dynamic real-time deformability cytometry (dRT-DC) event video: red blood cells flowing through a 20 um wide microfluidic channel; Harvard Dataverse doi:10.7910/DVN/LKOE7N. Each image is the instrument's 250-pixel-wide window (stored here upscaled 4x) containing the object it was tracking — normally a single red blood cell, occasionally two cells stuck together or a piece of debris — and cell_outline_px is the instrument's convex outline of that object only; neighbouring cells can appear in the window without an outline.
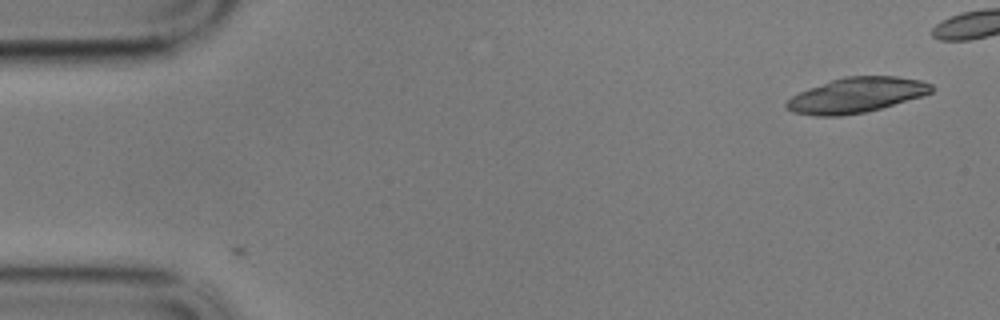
{"species": "common noctule bat (a hibernating species)", "species_latin": "Nyctalus noctula", "temperature_condition": "cold", "stored_images_in_passage": 3, "camera_frame_rate_fps": 3000, "um_per_image_px": 0.085, "animal": {"sex": "male", "body_mass_g": 17.9}, "frame": {"image": 1, "passage_image": 3, "time_ms": 0.667, "image_size_px": [1000, 320], "cell_outline_px": [[936, 88], [932, 92], [924, 96], [880, 108], [864, 112], [840, 116], [816, 116], [792, 112], [784, 104], [792, 96], [808, 88], [844, 76], [896, 76], [920, 80], [932, 84]], "centroid_in_image_um": [72.83, 8.08], "position_along_channel_um": 12.2, "area_um2": 29.65}}